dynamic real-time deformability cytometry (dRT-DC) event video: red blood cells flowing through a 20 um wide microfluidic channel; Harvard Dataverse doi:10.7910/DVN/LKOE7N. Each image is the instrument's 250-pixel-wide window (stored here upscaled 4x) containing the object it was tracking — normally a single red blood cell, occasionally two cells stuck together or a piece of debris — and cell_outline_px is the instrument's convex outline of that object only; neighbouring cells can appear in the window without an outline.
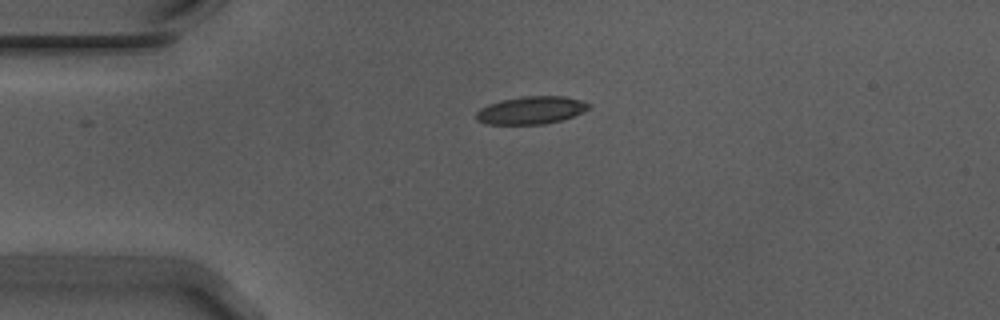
{"species": "Egyptian fruit bat (a non-hibernating species)", "species_latin": "Rousettus aegyptiacus", "temperature_condition": "warm", "stored_images_in_passage": 43, "camera_frame_rate_fps": 3000, "um_per_image_px": 0.085, "animal": {"sex": "male"}, "frame": {"image": 1, "passage_image": 1, "time_ms": 0.0, "image_size_px": [1000, 320], "cell_outline_px": [[592, 104], [588, 108], [572, 116], [560, 120], [544, 124], [488, 124], [476, 120], [476, 112], [480, 108], [488, 104], [500, 100], [524, 96], [564, 96], [580, 100]], "centroid_in_image_um": [45.1, 9.36], "position_along_channel_um": 39.9, "area_um2": 18.03}}
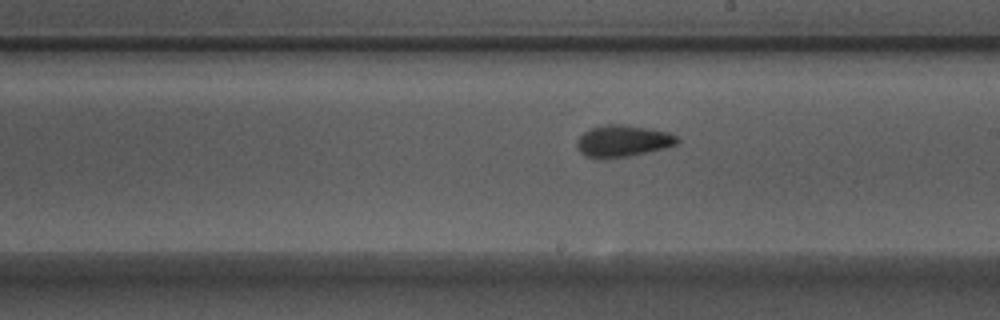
{"frame": {"image": 2, "passage_image": 19, "time_ms": 6.0, "image_size_px": [1000, 320], "cell_outline_px": [[680, 140], [676, 144], [664, 148], [628, 156], [600, 160], [596, 160], [584, 156], [576, 148], [576, 140], [584, 132], [592, 128], [608, 124], [624, 124], [668, 132], [676, 136]], "centroid_in_image_um": [52.87, 12.01], "position_along_channel_um": 236.1, "area_um2": 18.67}}
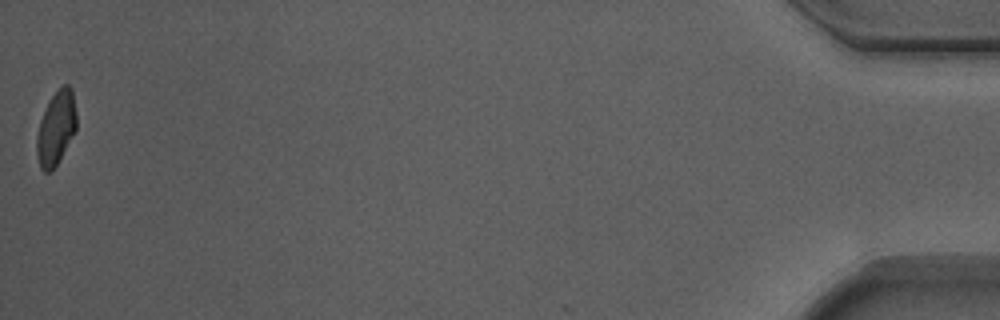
{"frame": {"image": 3, "passage_image": 43, "time_ms": 14.0, "image_size_px": [1000, 320], "cell_outline_px": [[76, 128], [56, 164], [48, 172], [44, 172], [40, 168], [36, 152], [36, 136], [40, 120], [52, 96], [64, 84], [68, 84], [72, 88], [76, 112]], "centroid_in_image_um": [4.75, 10.87], "position_along_channel_um": 430.4, "area_um2": 16.65}, "authors_computed_cell_mechanics": {"area_um2": 17.918, "velocity_mm_per_s": 3.728, "shape_relaxation_time_tau1_ms": 5.2834, "shape_relaxation_time_tau2_ms": 1.9807, "deformation_change_tau1": 0.165, "deformation_change_tau2": 0.0809}}